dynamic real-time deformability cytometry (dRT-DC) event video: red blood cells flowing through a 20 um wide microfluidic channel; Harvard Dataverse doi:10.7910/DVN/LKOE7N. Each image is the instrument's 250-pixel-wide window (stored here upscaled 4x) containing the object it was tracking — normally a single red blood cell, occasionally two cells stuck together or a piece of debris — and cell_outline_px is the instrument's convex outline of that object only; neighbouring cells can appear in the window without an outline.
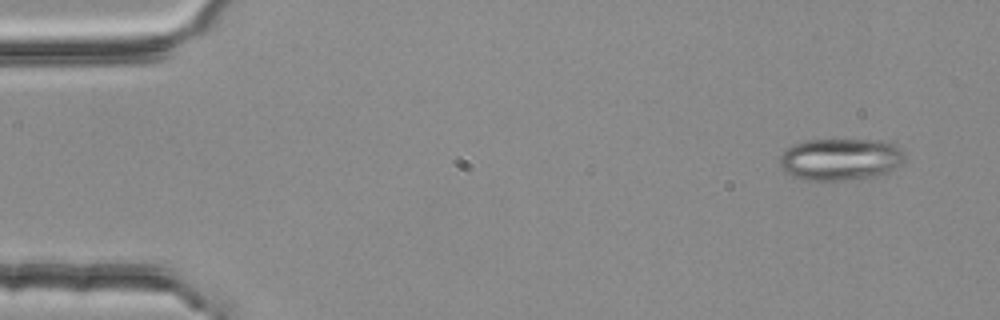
{"species": "common noctule bat (a hibernating species)", "species_latin": "Nyctalus noctula", "temperature_condition": "room temperature", "stored_images_in_passage": 3, "camera_frame_rate_fps": 3000, "um_per_image_px": 0.085, "animal": {"sex": "female", "body_mass_g": 25.1}, "frame": {"image": 1, "passage_image": 1, "time_ms": 0.0, "image_size_px": [1000, 320], "cell_outline_px": [[904, 156], [900, 164], [888, 176], [840, 180], [804, 180], [792, 176], [784, 172], [780, 164], [780, 156], [792, 144], [804, 140], [888, 140], [896, 144], [904, 152]], "centroid_in_image_um": [71.49, 13.55], "position_along_channel_um": 13.5, "area_um2": 31.21}}